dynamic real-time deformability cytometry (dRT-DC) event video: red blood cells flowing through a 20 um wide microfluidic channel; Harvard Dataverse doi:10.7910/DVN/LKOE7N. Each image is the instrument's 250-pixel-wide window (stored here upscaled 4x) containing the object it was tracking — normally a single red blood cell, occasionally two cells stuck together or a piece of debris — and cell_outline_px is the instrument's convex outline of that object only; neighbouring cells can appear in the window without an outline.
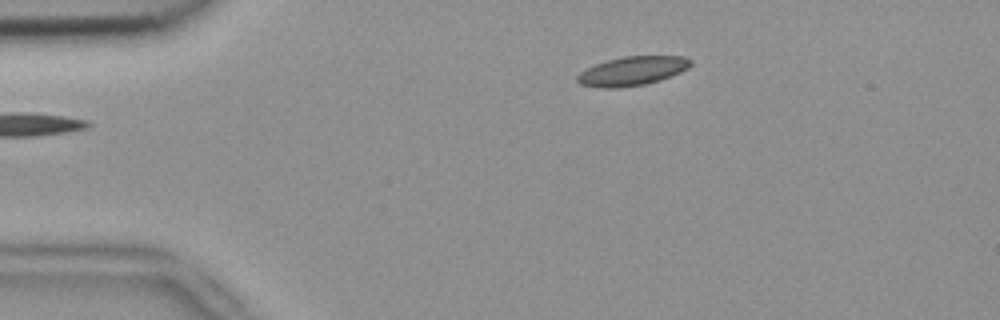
{"species": "common noctule bat (a hibernating species)", "species_latin": "Nyctalus noctula", "temperature_condition": "room temperature", "stored_images_in_passage": 3, "camera_frame_rate_fps": 3000, "um_per_image_px": 0.085, "animal": {"sex": "female", "body_mass_g": 18.4}, "frame": {"image": 1, "passage_image": 1, "time_ms": 0.0, "image_size_px": [1000, 320], "cell_outline_px": [[692, 64], [688, 68], [680, 72], [660, 80], [644, 84], [620, 88], [600, 88], [580, 84], [576, 80], [576, 76], [580, 72], [596, 64], [608, 60], [624, 56], [684, 56], [692, 60]], "centroid_in_image_um": [53.74, 6.04], "position_along_channel_um": 31.3, "area_um2": 19.13}}
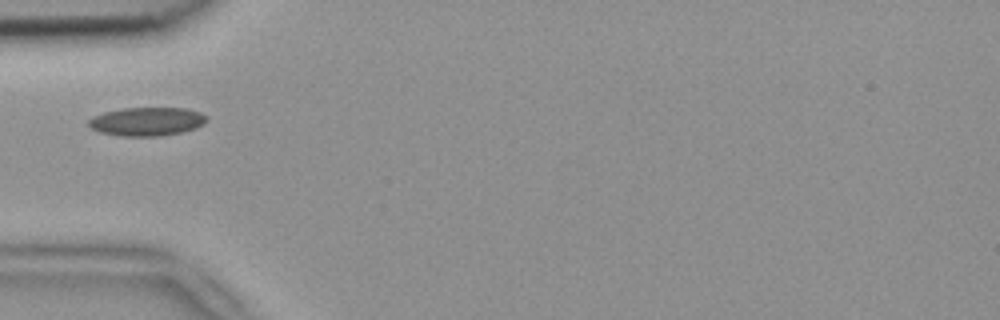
{"frame": {"image": 2, "passage_image": 3, "time_ms": 0.667, "image_size_px": [1000, 320], "cell_outline_px": [[208, 120], [204, 124], [196, 128], [180, 132], [160, 136], [120, 136], [100, 132], [92, 128], [88, 124], [88, 120], [92, 116], [104, 112], [124, 108], [188, 108], [200, 112], [208, 116]], "centroid_in_image_um": [12.51, 10.32], "position_along_channel_um": 72.5, "area_um2": 19.77}}